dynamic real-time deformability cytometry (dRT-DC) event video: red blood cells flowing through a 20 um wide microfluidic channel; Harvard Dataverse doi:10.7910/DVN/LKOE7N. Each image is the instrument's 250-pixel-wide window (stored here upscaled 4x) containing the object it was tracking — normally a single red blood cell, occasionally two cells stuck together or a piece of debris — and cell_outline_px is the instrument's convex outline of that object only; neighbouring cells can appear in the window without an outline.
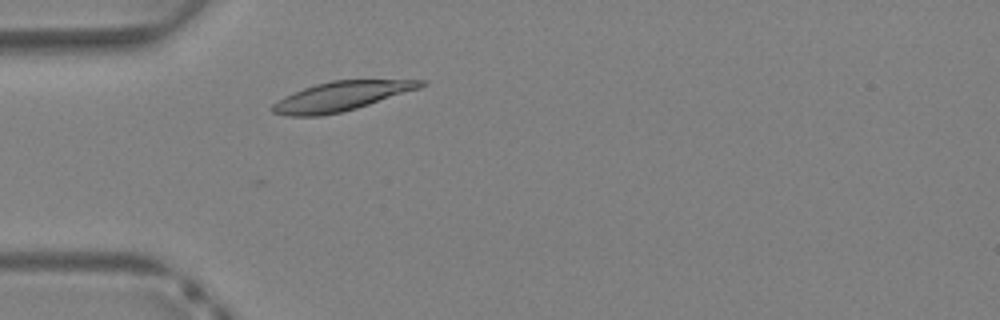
{"species": "Egyptian fruit bat (a non-hibernating species)", "species_latin": "Rousettus aegyptiacus", "temperature_condition": "warm", "stored_images_in_passage": 31, "camera_frame_rate_fps": 3000, "um_per_image_px": 0.085, "animal": {"sex": "female"}, "frame": {"image": 1, "passage_image": 2, "time_ms": 0.333, "image_size_px": [1000, 320], "cell_outline_px": [[428, 84], [420, 88], [356, 108], [340, 112], [320, 116], [284, 116], [272, 112], [272, 104], [284, 96], [304, 88], [316, 84], [332, 80], [428, 80]], "centroid_in_image_um": [29.0, 8.18], "position_along_channel_um": 56.0, "area_um2": 25.14}}
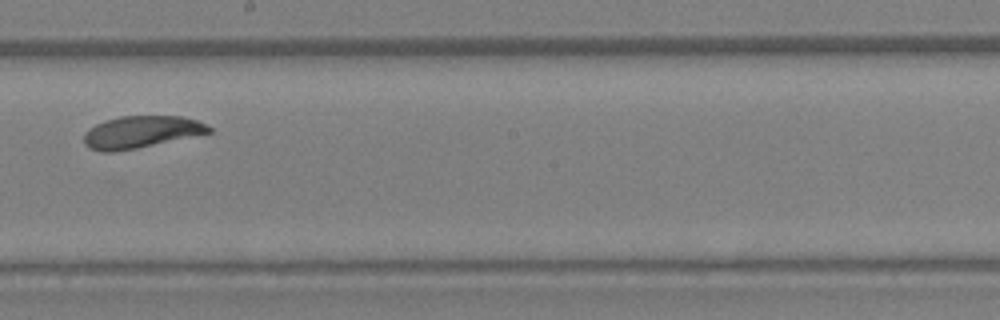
{"frame": {"image": 2, "passage_image": 13, "time_ms": 4.0, "image_size_px": [1000, 320], "cell_outline_px": [[212, 132], [136, 148], [112, 152], [100, 152], [88, 148], [84, 144], [84, 132], [88, 128], [104, 120], [120, 116], [180, 116], [196, 120], [212, 128]], "centroid_in_image_um": [11.93, 11.22], "position_along_channel_um": 236.3, "area_um2": 23.29}}
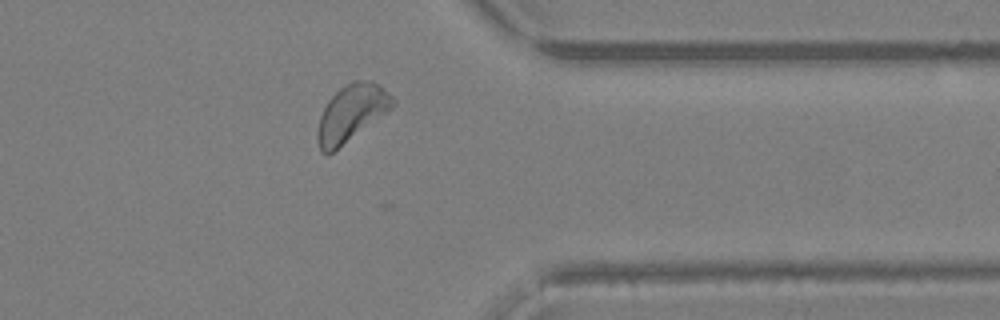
{"frame": {"image": 3, "passage_image": 22, "time_ms": 7.0, "image_size_px": [1000, 320], "cell_outline_px": [[396, 104], [392, 108], [332, 152], [320, 152], [316, 140], [316, 132], [320, 116], [328, 100], [340, 88], [352, 80], [372, 80], [392, 96], [396, 100]], "centroid_in_image_um": [29.85, 9.59], "position_along_channel_um": 381.5, "area_um2": 24.45}}